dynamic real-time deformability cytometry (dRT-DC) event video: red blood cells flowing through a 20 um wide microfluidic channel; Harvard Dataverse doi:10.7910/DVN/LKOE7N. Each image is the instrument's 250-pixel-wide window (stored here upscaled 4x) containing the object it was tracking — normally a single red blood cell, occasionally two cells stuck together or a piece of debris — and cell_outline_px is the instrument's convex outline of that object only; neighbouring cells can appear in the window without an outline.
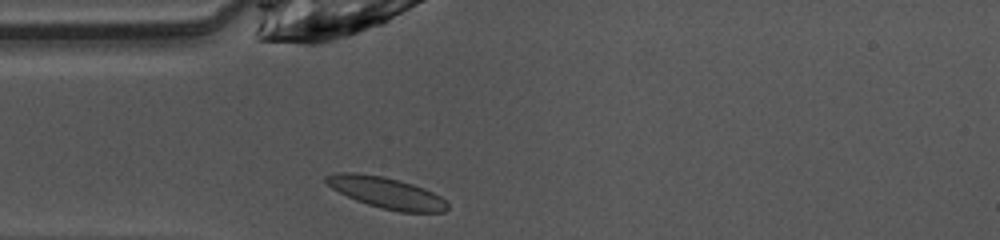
{"species": "common noctule bat (a hibernating species)", "species_latin": "Nyctalus noctula", "temperature_condition": "warm", "stored_images_in_passage": 37, "camera_frame_rate_fps": 3000, "um_per_image_px": 0.085, "animal": {"sex": "female", "body_mass_g": 10.0, "forearm_length_mm": 53.1}, "frame": {"image": 1, "passage_image": 1, "time_ms": 0.0, "image_size_px": [1000, 240], "cell_outline_px": [[448, 208], [444, 212], [400, 212], [380, 208], [356, 200], [332, 188], [324, 180], [324, 176], [336, 172], [352, 172], [384, 176], [412, 184], [424, 188], [440, 196], [448, 204]], "centroid_in_image_um": [32.83, 16.38], "position_along_channel_um": 52.2, "area_um2": 21.96}}
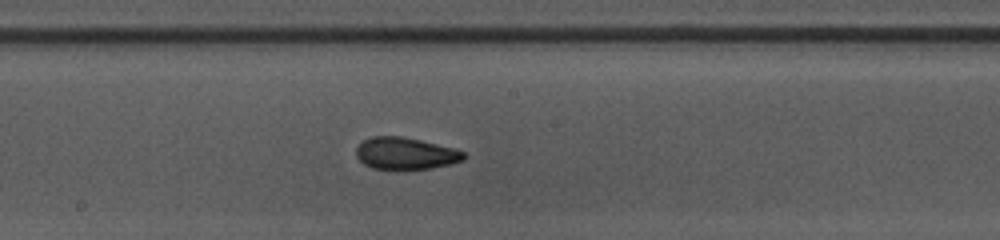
{"frame": {"image": 2, "passage_image": 13, "time_ms": 4.0, "image_size_px": [1000, 240], "cell_outline_px": [[464, 160], [432, 168], [372, 168], [364, 164], [356, 156], [356, 148], [364, 140], [372, 136], [400, 136], [420, 140], [452, 148], [464, 152]], "centroid_in_image_um": [34.43, 13.03], "position_along_channel_um": 213.8, "area_um2": 19.54}}
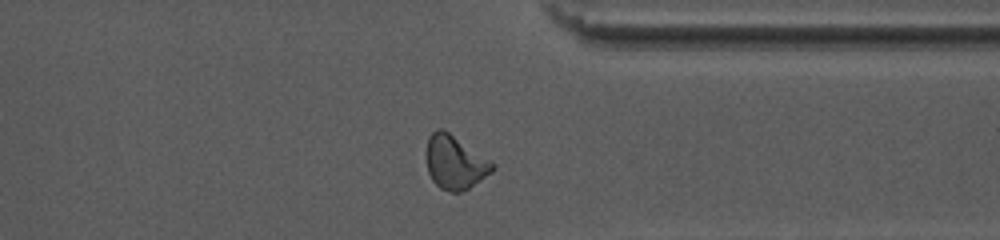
{"frame": {"image": 3, "passage_image": 25, "time_ms": 8.0, "image_size_px": [1000, 240], "cell_outline_px": [[496, 168], [492, 172], [468, 188], [460, 192], [448, 192], [440, 188], [432, 180], [428, 172], [424, 156], [428, 136], [436, 128], [440, 128], [448, 132], [496, 164]], "centroid_in_image_um": [38.63, 13.8], "position_along_channel_um": 372.8, "area_um2": 20.81}, "authors_computed_cell_mechanics": {"area_um2": 20.4612, "velocity_mm_per_s": 4.0917, "shape_relaxation_time_tau1_ms": 4.9427, "shape_relaxation_time_tau2_ms": 1.6877, "deformation_change_tau1": 0.1432, "deformation_change_tau2": 0.0778}}